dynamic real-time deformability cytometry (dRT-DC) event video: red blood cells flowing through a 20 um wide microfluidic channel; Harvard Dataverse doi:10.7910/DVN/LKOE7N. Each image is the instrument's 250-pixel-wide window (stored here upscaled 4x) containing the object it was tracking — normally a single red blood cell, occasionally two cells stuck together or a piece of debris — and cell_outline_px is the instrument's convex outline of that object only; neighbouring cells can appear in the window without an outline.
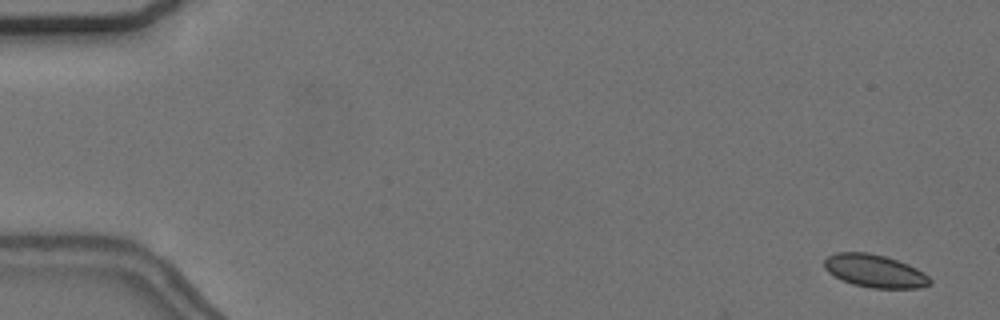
{"species": "common noctule bat (a hibernating species)", "species_latin": "Nyctalus noctula", "temperature_condition": "cold", "stored_images_in_passage": 56, "camera_frame_rate_fps": 3000, "um_per_image_px": 0.085, "animal": {"sex": "female", "body_mass_g": 24.6, "forearm_length_mm": 56.2}, "frame": {"image": 1, "passage_image": 1, "time_ms": 0.0, "image_size_px": [1000, 320], "cell_outline_px": [[932, 284], [920, 288], [872, 288], [852, 284], [828, 272], [824, 268], [824, 260], [828, 256], [836, 252], [868, 252], [884, 256], [908, 264], [924, 272], [932, 280]], "centroid_in_image_um": [74.38, 23.03], "position_along_channel_um": 10.6, "area_um2": 20.23}}
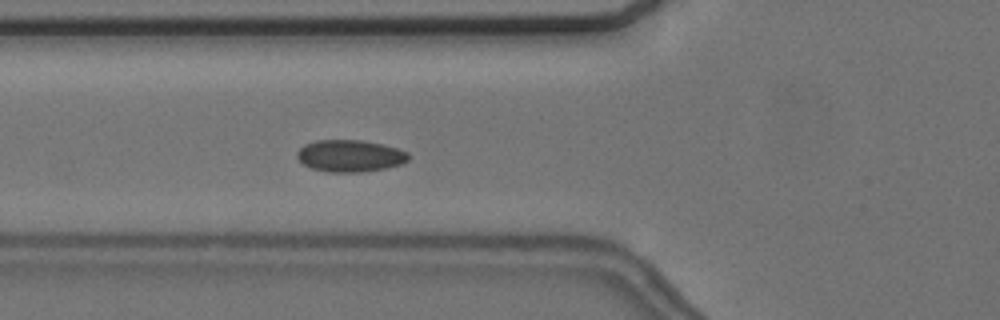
{"frame": {"image": 2, "passage_image": 20, "time_ms": 6.333, "image_size_px": [1000, 320], "cell_outline_px": [[408, 160], [400, 164], [384, 168], [360, 172], [328, 172], [312, 168], [304, 164], [296, 156], [296, 152], [304, 144], [316, 140], [360, 140], [384, 144], [408, 152]], "centroid_in_image_um": [29.73, 13.24], "position_along_channel_um": 96.1, "area_um2": 20.63}}
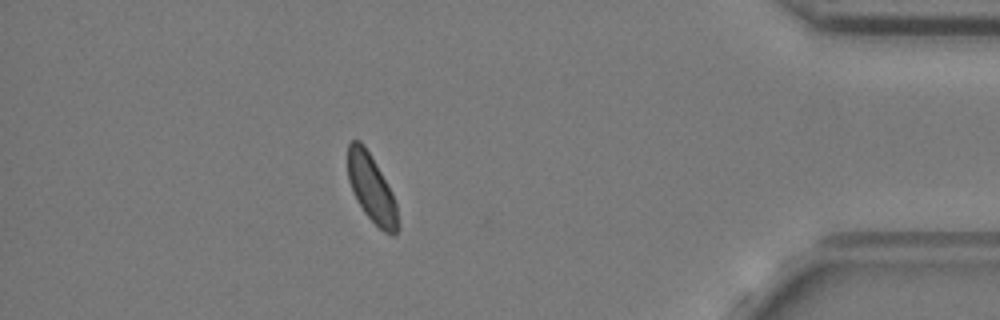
{"frame": {"image": 3, "passage_image": 49, "time_ms": 16.0, "image_size_px": [1000, 320], "cell_outline_px": [[400, 228], [396, 236], [392, 236], [384, 232], [364, 212], [356, 200], [352, 192], [348, 180], [348, 144], [352, 140], [360, 140], [364, 144], [376, 164], [392, 192], [396, 204]], "centroid_in_image_um": [31.59, 16.05], "position_along_channel_um": 403.6, "area_um2": 19.88}, "authors_computed_cell_mechanics": {"area_um2": 20.4612, "velocity_mm_per_s": 3.6334, "shape_relaxation_time_tau1_ms": 3.5305, "shape_relaxation_time_tau2_ms": 5.3242, "deformation_change_tau1": 0.0333, "deformation_change_tau2": 0.0583}}